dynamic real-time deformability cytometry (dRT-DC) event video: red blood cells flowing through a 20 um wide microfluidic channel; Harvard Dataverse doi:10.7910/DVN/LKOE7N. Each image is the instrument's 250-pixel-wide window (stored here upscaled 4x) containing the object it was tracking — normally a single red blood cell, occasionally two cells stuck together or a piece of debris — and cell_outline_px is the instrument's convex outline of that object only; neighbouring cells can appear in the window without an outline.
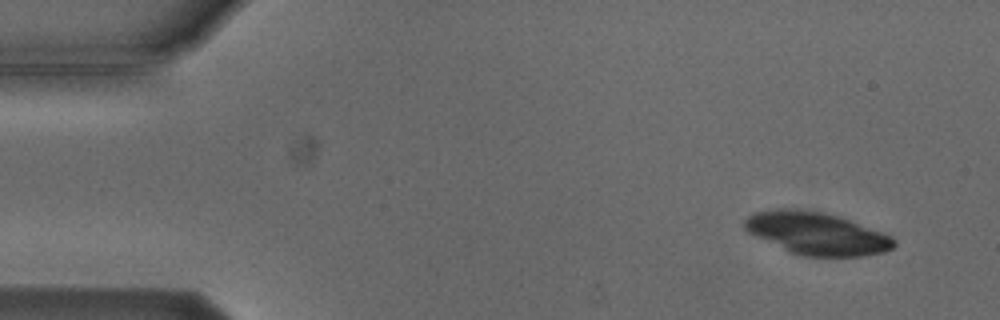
{"species": "Egyptian fruit bat (a non-hibernating species)", "species_latin": "Rousettus aegyptiacus", "temperature_condition": "cold", "stored_images_in_passage": 2, "camera_frame_rate_fps": 3000, "um_per_image_px": 0.085, "animal": {"sex": "male"}, "frame": {"image": 1, "passage_image": 2, "time_ms": 2.0, "image_size_px": [1000, 320], "cell_outline_px": [[896, 244], [892, 248], [884, 252], [864, 256], [800, 256], [788, 252], [748, 232], [744, 228], [744, 220], [748, 216], [756, 212], [776, 208], [784, 208], [824, 212], [848, 220], [892, 236], [896, 240]], "centroid_in_image_um": [69.4, 19.85], "position_along_channel_um": 15.6, "area_um2": 36.7}}